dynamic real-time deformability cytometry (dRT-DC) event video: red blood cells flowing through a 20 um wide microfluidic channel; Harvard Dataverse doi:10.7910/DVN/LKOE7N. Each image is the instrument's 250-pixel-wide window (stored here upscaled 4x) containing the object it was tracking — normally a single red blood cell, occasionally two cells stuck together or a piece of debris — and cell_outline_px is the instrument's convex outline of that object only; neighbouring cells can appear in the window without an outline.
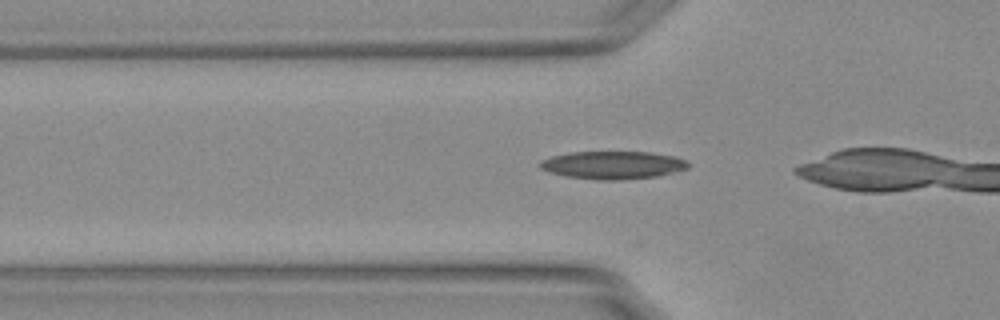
{"species": "Egyptian fruit bat (a non-hibernating species)", "species_latin": "Rousettus aegyptiacus", "temperature_condition": "warm", "stored_images_in_passage": 13, "camera_frame_rate_fps": 3000, "um_per_image_px": 0.085, "animal": {"sex": "female"}, "frame": {"image": 1, "passage_image": 10, "time_ms": 3.0, "image_size_px": [1000, 320], "cell_outline_px": [[692, 164], [688, 168], [656, 176], [616, 180], [596, 180], [564, 176], [548, 172], [540, 168], [540, 164], [544, 160], [552, 156], [572, 152], [648, 152], [676, 156]], "centroid_in_image_um": [52.1, 14.03], "position_along_channel_um": 73.7, "area_um2": 23.93}}